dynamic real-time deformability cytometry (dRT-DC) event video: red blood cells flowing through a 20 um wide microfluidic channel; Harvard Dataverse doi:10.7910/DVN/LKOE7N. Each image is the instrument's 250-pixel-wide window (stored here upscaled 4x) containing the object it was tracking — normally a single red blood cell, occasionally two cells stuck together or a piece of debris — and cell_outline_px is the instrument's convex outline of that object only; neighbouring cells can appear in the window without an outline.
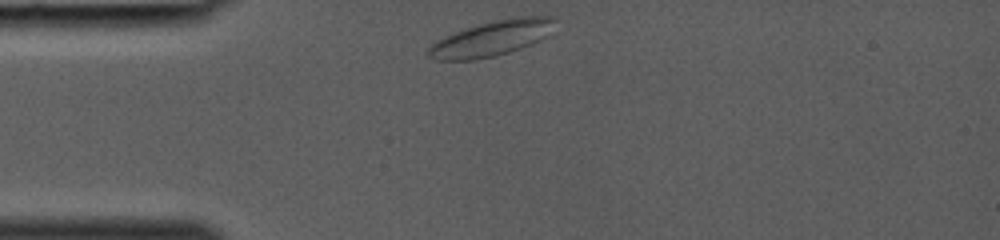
{"species": "common noctule bat (a hibernating species)", "species_latin": "Nyctalus noctula", "temperature_condition": "room temperature", "stored_images_in_passage": 25, "camera_frame_rate_fps": 3000, "um_per_image_px": 0.085, "animal": {"sex": "female", "body_mass_g": 19.0, "forearm_length_mm": 53.3}, "frame": {"image": 1, "passage_image": 1, "time_ms": 0.0, "image_size_px": [1000, 240], "cell_outline_px": [[556, 20], [544, 36], [540, 40], [520, 48], [496, 56], [476, 60], [436, 60], [428, 56], [424, 52], [436, 40], [452, 32], [480, 24], [512, 16], [556, 16]], "centroid_in_image_um": [41.72, 3.26], "position_along_channel_um": 43.3, "area_um2": 26.01}}
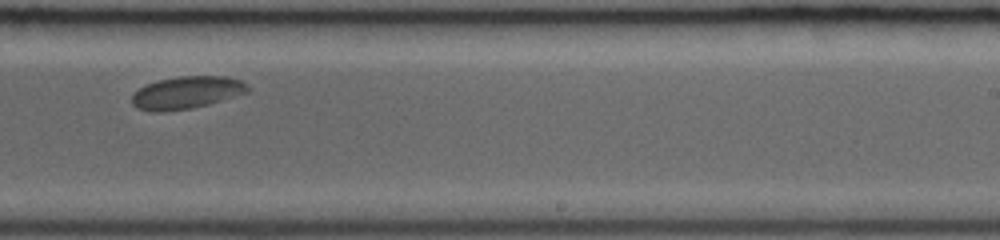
{"frame": {"image": 2, "passage_image": 16, "time_ms": 5.0, "image_size_px": [1000, 240], "cell_outline_px": [[248, 92], [208, 104], [192, 108], [160, 112], [152, 112], [136, 108], [132, 104], [132, 96], [140, 88], [148, 84], [160, 80], [180, 76], [228, 76], [240, 80], [248, 84]], "centroid_in_image_um": [15.87, 7.87], "position_along_channel_um": 273.1, "area_um2": 21.73}}
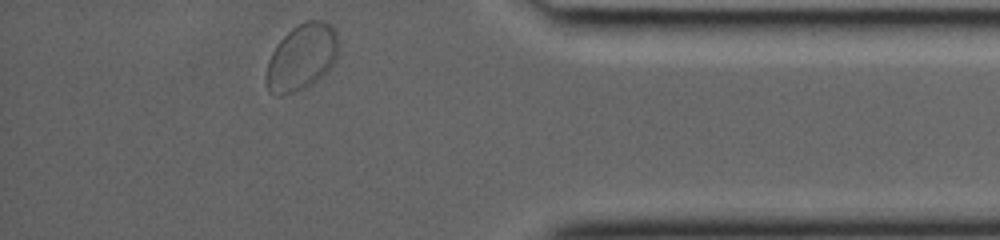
{"frame": {"image": 3, "passage_image": 25, "time_ms": 8.0, "image_size_px": [1000, 240], "cell_outline_px": [[340, 48], [328, 72], [308, 88], [284, 96], [280, 96], [268, 88], [264, 80], [264, 76], [268, 60], [272, 52], [280, 40], [292, 28], [304, 20], [320, 20], [328, 24], [336, 32], [340, 40]], "centroid_in_image_um": [25.65, 4.88], "position_along_channel_um": 409.5, "area_um2": 28.38}}